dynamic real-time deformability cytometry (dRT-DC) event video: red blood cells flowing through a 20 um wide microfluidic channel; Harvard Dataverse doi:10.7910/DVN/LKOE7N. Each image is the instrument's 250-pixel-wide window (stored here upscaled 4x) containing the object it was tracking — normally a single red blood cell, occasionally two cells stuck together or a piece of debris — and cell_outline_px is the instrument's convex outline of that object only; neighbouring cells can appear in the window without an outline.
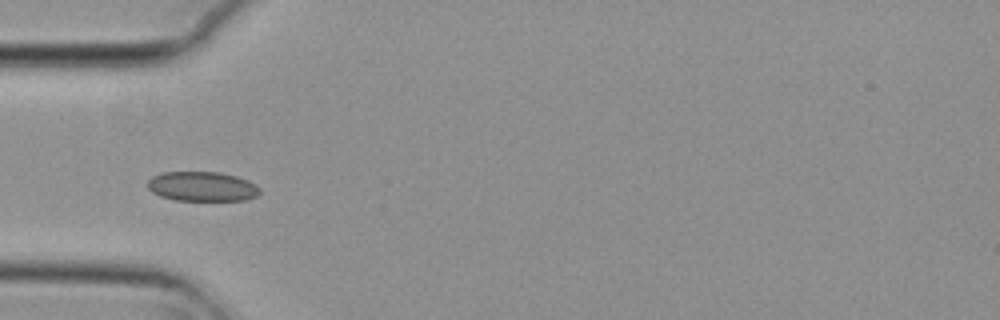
{"species": "common noctule bat (a hibernating species)", "species_latin": "Nyctalus noctula", "temperature_condition": "cold", "stored_images_in_passage": 4, "camera_frame_rate_fps": 3000, "um_per_image_px": 0.085, "animal": {"sex": "female", "body_mass_g": 29.2, "forearm_length_mm": 56.3}, "frame": {"image": 1, "passage_image": 4, "time_ms": 1.0, "image_size_px": [1000, 320], "cell_outline_px": [[260, 192], [256, 196], [244, 200], [176, 200], [160, 196], [152, 192], [148, 188], [148, 180], [152, 176], [160, 172], [220, 172], [236, 176], [248, 180], [256, 184], [260, 188]], "centroid_in_image_um": [17.18, 15.84], "position_along_channel_um": 67.8, "area_um2": 19.42}}